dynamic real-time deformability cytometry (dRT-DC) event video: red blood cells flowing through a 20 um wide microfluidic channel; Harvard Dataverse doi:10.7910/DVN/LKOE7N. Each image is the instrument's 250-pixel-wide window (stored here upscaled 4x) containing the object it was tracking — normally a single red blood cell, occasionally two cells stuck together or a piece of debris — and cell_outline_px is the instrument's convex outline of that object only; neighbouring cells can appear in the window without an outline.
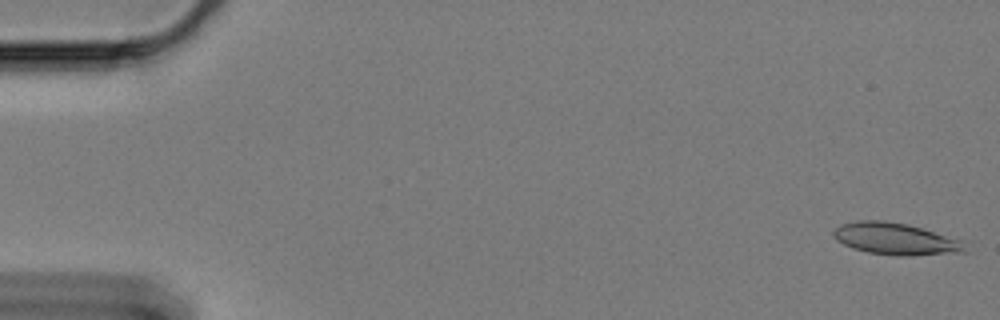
{"species": "Egyptian fruit bat (a non-hibernating species)", "species_latin": "Rousettus aegyptiacus", "temperature_condition": "cold", "stored_images_in_passage": 60, "camera_frame_rate_fps": 3000, "um_per_image_px": 0.085, "animal": {"sex": "female"}, "frame": {"image": 1, "passage_image": 1, "time_ms": 0.0, "image_size_px": [1000, 320], "cell_outline_px": [[972, 252], [908, 256], [896, 256], [868, 252], [852, 248], [836, 240], [832, 236], [832, 232], [840, 224], [856, 220], [884, 220], [908, 224], [960, 240]], "centroid_in_image_um": [76.12, 20.31], "position_along_channel_um": 8.9, "area_um2": 24.68}}
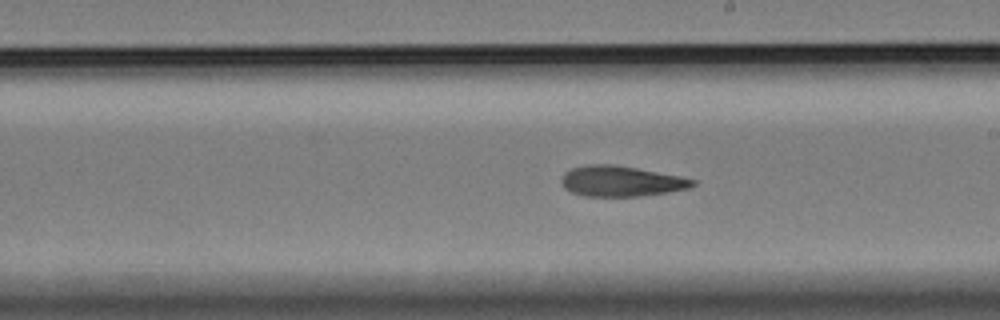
{"frame": {"image": 2, "passage_image": 34, "time_ms": 11.0, "image_size_px": [1000, 320], "cell_outline_px": [[696, 184], [688, 188], [668, 192], [640, 196], [584, 196], [572, 192], [564, 188], [560, 180], [564, 172], [572, 168], [588, 164], [616, 164], [680, 176], [696, 180]], "centroid_in_image_um": [52.77, 15.39], "position_along_channel_um": 236.2, "area_um2": 23.41}}
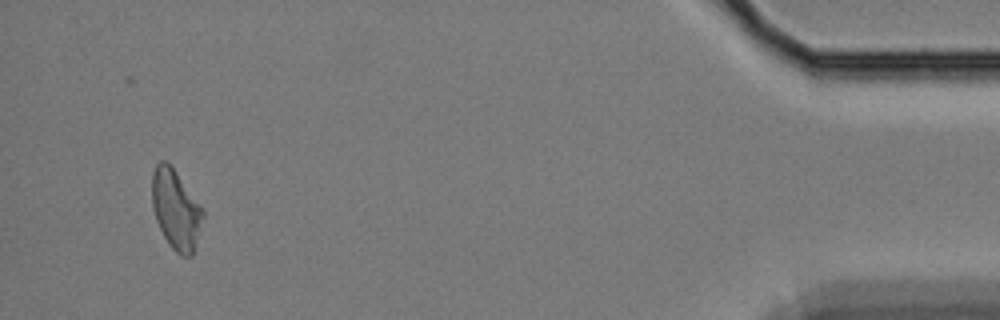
{"frame": {"image": 3, "passage_image": 57, "time_ms": 18.667, "image_size_px": [1000, 320], "cell_outline_px": [[204, 216], [192, 256], [180, 256], [172, 248], [164, 236], [156, 220], [152, 208], [152, 172], [156, 164], [160, 160], [164, 160], [172, 168], [204, 212]], "centroid_in_image_um": [14.92, 17.84], "position_along_channel_um": 420.3, "area_um2": 23.0}, "authors_computed_cell_mechanics": {"area_um2": 23.7847, "velocity_mm_per_s": 3.3244, "shape_relaxation_time_tau1_ms": null, "shape_relaxation_time_tau2_ms": 4.9276, "deformation_change_tau1": null, "deformation_change_tau2": 0.1248}}